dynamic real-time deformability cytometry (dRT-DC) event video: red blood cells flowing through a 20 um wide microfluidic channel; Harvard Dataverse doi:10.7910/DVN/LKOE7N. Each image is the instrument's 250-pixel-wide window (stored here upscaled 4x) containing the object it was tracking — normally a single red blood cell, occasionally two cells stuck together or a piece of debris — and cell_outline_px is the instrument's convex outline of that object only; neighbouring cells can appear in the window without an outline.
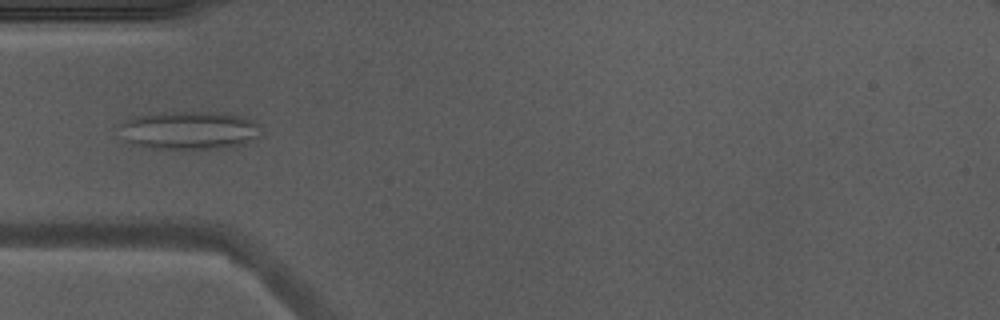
{"species": "Egyptian fruit bat (a non-hibernating species)", "species_latin": "Rousettus aegyptiacus", "temperature_condition": "warm", "stored_images_in_passage": 9, "camera_frame_rate_fps": 3000, "um_per_image_px": 0.085, "animal": {"sex": "male"}, "frame": {"image": 1, "passage_image": 2, "time_ms": 0.333, "image_size_px": [1000, 320], "cell_outline_px": [[256, 136], [244, 144], [232, 148], [144, 148], [132, 144], [128, 140], [120, 124], [124, 120], [136, 116], [160, 112], [220, 112], [244, 116], [252, 120], [256, 124]], "centroid_in_image_um": [16.07, 11.06], "position_along_channel_um": 68.9, "area_um2": 31.1}}